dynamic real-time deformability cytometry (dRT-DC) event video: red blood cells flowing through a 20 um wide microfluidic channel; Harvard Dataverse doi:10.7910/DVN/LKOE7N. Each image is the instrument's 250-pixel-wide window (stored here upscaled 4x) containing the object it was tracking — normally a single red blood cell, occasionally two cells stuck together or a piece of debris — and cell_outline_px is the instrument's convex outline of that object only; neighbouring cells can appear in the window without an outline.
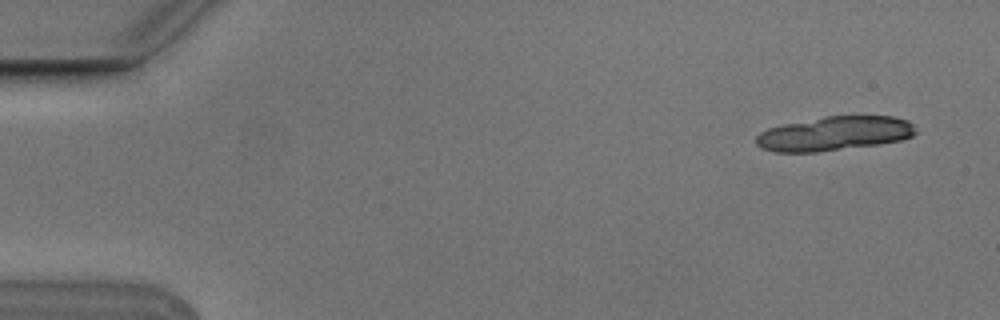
{"species": "Egyptian fruit bat (a non-hibernating species)", "species_latin": "Rousettus aegyptiacus", "temperature_condition": "cold", "stored_images_in_passage": 2, "camera_frame_rate_fps": 3000, "um_per_image_px": 0.085, "animal": {"sex": "male"}, "frame": {"image": 1, "passage_image": 2, "time_ms": 0.333, "image_size_px": [1000, 320], "cell_outline_px": [[916, 132], [912, 136], [900, 140], [880, 144], [816, 152], [772, 152], [760, 148], [756, 144], [756, 136], [760, 132], [768, 128], [784, 124], [824, 116], [892, 116], [908, 120], [912, 124]], "centroid_in_image_um": [70.89, 11.35], "position_along_channel_um": 14.1, "area_um2": 31.85}}